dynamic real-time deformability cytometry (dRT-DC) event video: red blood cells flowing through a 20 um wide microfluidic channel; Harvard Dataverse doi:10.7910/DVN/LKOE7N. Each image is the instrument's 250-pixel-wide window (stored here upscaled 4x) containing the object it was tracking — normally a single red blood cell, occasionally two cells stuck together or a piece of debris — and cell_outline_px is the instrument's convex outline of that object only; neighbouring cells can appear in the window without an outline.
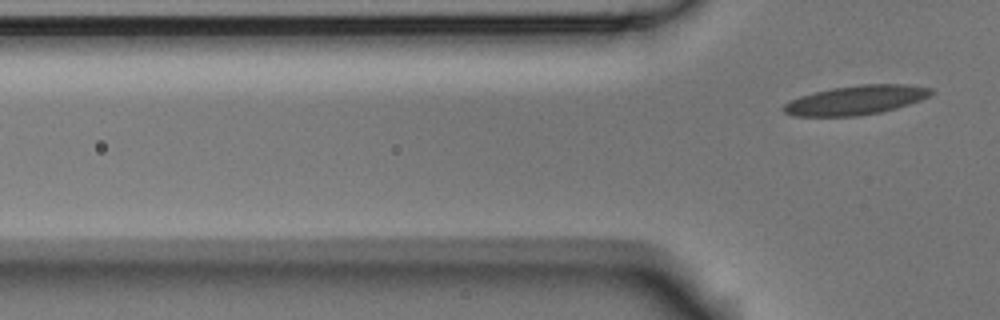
{"species": "Egyptian fruit bat (a non-hibernating species)", "species_latin": "Rousettus aegyptiacus", "temperature_condition": "room temperature", "stored_images_in_passage": 5, "camera_frame_rate_fps": 3000, "um_per_image_px": 0.085, "animal": {"sex": "male"}, "frame": {"image": 1, "passage_image": 5, "time_ms": 1.333, "image_size_px": [1000, 320], "cell_outline_px": [[932, 92], [928, 96], [920, 100], [896, 108], [880, 112], [856, 116], [792, 116], [784, 112], [780, 108], [788, 100], [800, 96], [832, 88], [860, 84], [904, 84], [932, 88]], "centroid_in_image_um": [72.69, 8.51], "position_along_channel_um": 53.1, "area_um2": 25.03}}